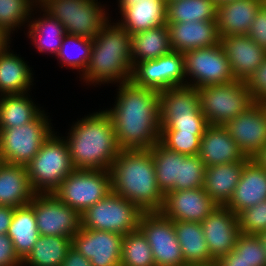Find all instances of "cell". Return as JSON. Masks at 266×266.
I'll return each mask as SVG.
<instances>
[{
	"label": "cell",
	"mask_w": 266,
	"mask_h": 266,
	"mask_svg": "<svg viewBox=\"0 0 266 266\" xmlns=\"http://www.w3.org/2000/svg\"><path fill=\"white\" fill-rule=\"evenodd\" d=\"M165 0L135 1L126 9H119L121 19L117 23L128 30L130 35L156 28L167 23Z\"/></svg>",
	"instance_id": "obj_29"
},
{
	"label": "cell",
	"mask_w": 266,
	"mask_h": 266,
	"mask_svg": "<svg viewBox=\"0 0 266 266\" xmlns=\"http://www.w3.org/2000/svg\"><path fill=\"white\" fill-rule=\"evenodd\" d=\"M135 1H144V0H118L117 5L119 9H126L135 4Z\"/></svg>",
	"instance_id": "obj_50"
},
{
	"label": "cell",
	"mask_w": 266,
	"mask_h": 266,
	"mask_svg": "<svg viewBox=\"0 0 266 266\" xmlns=\"http://www.w3.org/2000/svg\"><path fill=\"white\" fill-rule=\"evenodd\" d=\"M220 43L236 80L246 81L266 57V49L248 35L220 37Z\"/></svg>",
	"instance_id": "obj_21"
},
{
	"label": "cell",
	"mask_w": 266,
	"mask_h": 266,
	"mask_svg": "<svg viewBox=\"0 0 266 266\" xmlns=\"http://www.w3.org/2000/svg\"><path fill=\"white\" fill-rule=\"evenodd\" d=\"M29 204L33 207L40 236L72 238L81 228V215L52 193L35 194Z\"/></svg>",
	"instance_id": "obj_15"
},
{
	"label": "cell",
	"mask_w": 266,
	"mask_h": 266,
	"mask_svg": "<svg viewBox=\"0 0 266 266\" xmlns=\"http://www.w3.org/2000/svg\"><path fill=\"white\" fill-rule=\"evenodd\" d=\"M256 161L261 167L266 169V145L262 147L252 158Z\"/></svg>",
	"instance_id": "obj_49"
},
{
	"label": "cell",
	"mask_w": 266,
	"mask_h": 266,
	"mask_svg": "<svg viewBox=\"0 0 266 266\" xmlns=\"http://www.w3.org/2000/svg\"><path fill=\"white\" fill-rule=\"evenodd\" d=\"M7 235L11 239L18 257L23 261L32 251L39 235L36 217L30 204L14 209Z\"/></svg>",
	"instance_id": "obj_33"
},
{
	"label": "cell",
	"mask_w": 266,
	"mask_h": 266,
	"mask_svg": "<svg viewBox=\"0 0 266 266\" xmlns=\"http://www.w3.org/2000/svg\"><path fill=\"white\" fill-rule=\"evenodd\" d=\"M116 86L115 104L106 111L113 121L119 148H152L160 140L159 92L132 81Z\"/></svg>",
	"instance_id": "obj_1"
},
{
	"label": "cell",
	"mask_w": 266,
	"mask_h": 266,
	"mask_svg": "<svg viewBox=\"0 0 266 266\" xmlns=\"http://www.w3.org/2000/svg\"><path fill=\"white\" fill-rule=\"evenodd\" d=\"M124 235L81 227L71 238V246L90 260L92 266H121Z\"/></svg>",
	"instance_id": "obj_17"
},
{
	"label": "cell",
	"mask_w": 266,
	"mask_h": 266,
	"mask_svg": "<svg viewBox=\"0 0 266 266\" xmlns=\"http://www.w3.org/2000/svg\"><path fill=\"white\" fill-rule=\"evenodd\" d=\"M255 102L266 100V57L264 62L245 81Z\"/></svg>",
	"instance_id": "obj_43"
},
{
	"label": "cell",
	"mask_w": 266,
	"mask_h": 266,
	"mask_svg": "<svg viewBox=\"0 0 266 266\" xmlns=\"http://www.w3.org/2000/svg\"><path fill=\"white\" fill-rule=\"evenodd\" d=\"M38 10V13H43L41 16L34 15V10ZM32 15L34 17H32ZM32 18V19H31ZM27 38L33 42V46L39 51V53H47L49 55L56 56L58 50L61 47L63 37L66 31L59 20L51 17L46 13L38 4H36L31 12L29 23L27 24Z\"/></svg>",
	"instance_id": "obj_30"
},
{
	"label": "cell",
	"mask_w": 266,
	"mask_h": 266,
	"mask_svg": "<svg viewBox=\"0 0 266 266\" xmlns=\"http://www.w3.org/2000/svg\"><path fill=\"white\" fill-rule=\"evenodd\" d=\"M36 4L37 0H0V34L11 41L15 30L27 26Z\"/></svg>",
	"instance_id": "obj_38"
},
{
	"label": "cell",
	"mask_w": 266,
	"mask_h": 266,
	"mask_svg": "<svg viewBox=\"0 0 266 266\" xmlns=\"http://www.w3.org/2000/svg\"><path fill=\"white\" fill-rule=\"evenodd\" d=\"M249 159L246 157L242 162L206 167L203 188L218 206H226L229 203L239 182L244 164Z\"/></svg>",
	"instance_id": "obj_28"
},
{
	"label": "cell",
	"mask_w": 266,
	"mask_h": 266,
	"mask_svg": "<svg viewBox=\"0 0 266 266\" xmlns=\"http://www.w3.org/2000/svg\"><path fill=\"white\" fill-rule=\"evenodd\" d=\"M199 158L206 167L242 162L246 156L224 125H208L200 139Z\"/></svg>",
	"instance_id": "obj_23"
},
{
	"label": "cell",
	"mask_w": 266,
	"mask_h": 266,
	"mask_svg": "<svg viewBox=\"0 0 266 266\" xmlns=\"http://www.w3.org/2000/svg\"><path fill=\"white\" fill-rule=\"evenodd\" d=\"M186 85L202 88L236 80L221 43L182 53Z\"/></svg>",
	"instance_id": "obj_13"
},
{
	"label": "cell",
	"mask_w": 266,
	"mask_h": 266,
	"mask_svg": "<svg viewBox=\"0 0 266 266\" xmlns=\"http://www.w3.org/2000/svg\"><path fill=\"white\" fill-rule=\"evenodd\" d=\"M70 247L69 237L39 236L22 266H60Z\"/></svg>",
	"instance_id": "obj_35"
},
{
	"label": "cell",
	"mask_w": 266,
	"mask_h": 266,
	"mask_svg": "<svg viewBox=\"0 0 266 266\" xmlns=\"http://www.w3.org/2000/svg\"><path fill=\"white\" fill-rule=\"evenodd\" d=\"M198 95L201 112L210 125H225L255 103L242 80L198 88Z\"/></svg>",
	"instance_id": "obj_10"
},
{
	"label": "cell",
	"mask_w": 266,
	"mask_h": 266,
	"mask_svg": "<svg viewBox=\"0 0 266 266\" xmlns=\"http://www.w3.org/2000/svg\"><path fill=\"white\" fill-rule=\"evenodd\" d=\"M170 44L181 53L220 43L217 21L167 22Z\"/></svg>",
	"instance_id": "obj_22"
},
{
	"label": "cell",
	"mask_w": 266,
	"mask_h": 266,
	"mask_svg": "<svg viewBox=\"0 0 266 266\" xmlns=\"http://www.w3.org/2000/svg\"><path fill=\"white\" fill-rule=\"evenodd\" d=\"M144 212L112 191L81 214V227L126 235L139 229Z\"/></svg>",
	"instance_id": "obj_11"
},
{
	"label": "cell",
	"mask_w": 266,
	"mask_h": 266,
	"mask_svg": "<svg viewBox=\"0 0 266 266\" xmlns=\"http://www.w3.org/2000/svg\"><path fill=\"white\" fill-rule=\"evenodd\" d=\"M232 252L252 266H266V252L258 235L240 234Z\"/></svg>",
	"instance_id": "obj_41"
},
{
	"label": "cell",
	"mask_w": 266,
	"mask_h": 266,
	"mask_svg": "<svg viewBox=\"0 0 266 266\" xmlns=\"http://www.w3.org/2000/svg\"><path fill=\"white\" fill-rule=\"evenodd\" d=\"M263 0H233L217 6V29L220 37L247 35Z\"/></svg>",
	"instance_id": "obj_26"
},
{
	"label": "cell",
	"mask_w": 266,
	"mask_h": 266,
	"mask_svg": "<svg viewBox=\"0 0 266 266\" xmlns=\"http://www.w3.org/2000/svg\"><path fill=\"white\" fill-rule=\"evenodd\" d=\"M177 240L187 265L215 264L200 222L173 221Z\"/></svg>",
	"instance_id": "obj_31"
},
{
	"label": "cell",
	"mask_w": 266,
	"mask_h": 266,
	"mask_svg": "<svg viewBox=\"0 0 266 266\" xmlns=\"http://www.w3.org/2000/svg\"><path fill=\"white\" fill-rule=\"evenodd\" d=\"M139 229L149 243L155 266H185L174 222L160 212H144Z\"/></svg>",
	"instance_id": "obj_14"
},
{
	"label": "cell",
	"mask_w": 266,
	"mask_h": 266,
	"mask_svg": "<svg viewBox=\"0 0 266 266\" xmlns=\"http://www.w3.org/2000/svg\"><path fill=\"white\" fill-rule=\"evenodd\" d=\"M111 20L93 38L90 60L85 73L79 77L86 85L96 87L95 85H117L131 81V35L128 30Z\"/></svg>",
	"instance_id": "obj_4"
},
{
	"label": "cell",
	"mask_w": 266,
	"mask_h": 266,
	"mask_svg": "<svg viewBox=\"0 0 266 266\" xmlns=\"http://www.w3.org/2000/svg\"><path fill=\"white\" fill-rule=\"evenodd\" d=\"M248 37L266 49V5L263 3L253 20Z\"/></svg>",
	"instance_id": "obj_44"
},
{
	"label": "cell",
	"mask_w": 266,
	"mask_h": 266,
	"mask_svg": "<svg viewBox=\"0 0 266 266\" xmlns=\"http://www.w3.org/2000/svg\"><path fill=\"white\" fill-rule=\"evenodd\" d=\"M211 258L216 261L230 253L241 234L237 215L226 206L216 207L202 222Z\"/></svg>",
	"instance_id": "obj_20"
},
{
	"label": "cell",
	"mask_w": 266,
	"mask_h": 266,
	"mask_svg": "<svg viewBox=\"0 0 266 266\" xmlns=\"http://www.w3.org/2000/svg\"><path fill=\"white\" fill-rule=\"evenodd\" d=\"M218 205L204 188L168 191L160 213L173 221L202 222Z\"/></svg>",
	"instance_id": "obj_19"
},
{
	"label": "cell",
	"mask_w": 266,
	"mask_h": 266,
	"mask_svg": "<svg viewBox=\"0 0 266 266\" xmlns=\"http://www.w3.org/2000/svg\"><path fill=\"white\" fill-rule=\"evenodd\" d=\"M131 81L158 92L186 86L182 53L172 50L157 59L137 63L133 67Z\"/></svg>",
	"instance_id": "obj_16"
},
{
	"label": "cell",
	"mask_w": 266,
	"mask_h": 266,
	"mask_svg": "<svg viewBox=\"0 0 266 266\" xmlns=\"http://www.w3.org/2000/svg\"><path fill=\"white\" fill-rule=\"evenodd\" d=\"M10 42L0 50V96L27 93L34 81L29 62L11 51Z\"/></svg>",
	"instance_id": "obj_25"
},
{
	"label": "cell",
	"mask_w": 266,
	"mask_h": 266,
	"mask_svg": "<svg viewBox=\"0 0 266 266\" xmlns=\"http://www.w3.org/2000/svg\"><path fill=\"white\" fill-rule=\"evenodd\" d=\"M111 191L110 170L74 169L52 194L81 215Z\"/></svg>",
	"instance_id": "obj_12"
},
{
	"label": "cell",
	"mask_w": 266,
	"mask_h": 266,
	"mask_svg": "<svg viewBox=\"0 0 266 266\" xmlns=\"http://www.w3.org/2000/svg\"><path fill=\"white\" fill-rule=\"evenodd\" d=\"M131 57L133 67L154 60L172 51L167 24L131 35Z\"/></svg>",
	"instance_id": "obj_32"
},
{
	"label": "cell",
	"mask_w": 266,
	"mask_h": 266,
	"mask_svg": "<svg viewBox=\"0 0 266 266\" xmlns=\"http://www.w3.org/2000/svg\"><path fill=\"white\" fill-rule=\"evenodd\" d=\"M121 266H155L151 247L140 229L124 235Z\"/></svg>",
	"instance_id": "obj_39"
},
{
	"label": "cell",
	"mask_w": 266,
	"mask_h": 266,
	"mask_svg": "<svg viewBox=\"0 0 266 266\" xmlns=\"http://www.w3.org/2000/svg\"><path fill=\"white\" fill-rule=\"evenodd\" d=\"M70 129L63 138L75 169L110 170L121 149L106 109L77 118Z\"/></svg>",
	"instance_id": "obj_2"
},
{
	"label": "cell",
	"mask_w": 266,
	"mask_h": 266,
	"mask_svg": "<svg viewBox=\"0 0 266 266\" xmlns=\"http://www.w3.org/2000/svg\"><path fill=\"white\" fill-rule=\"evenodd\" d=\"M215 266H252L246 260L237 257L232 251L215 261Z\"/></svg>",
	"instance_id": "obj_47"
},
{
	"label": "cell",
	"mask_w": 266,
	"mask_h": 266,
	"mask_svg": "<svg viewBox=\"0 0 266 266\" xmlns=\"http://www.w3.org/2000/svg\"><path fill=\"white\" fill-rule=\"evenodd\" d=\"M266 200V169L250 158L245 164L239 182L226 205L236 215Z\"/></svg>",
	"instance_id": "obj_24"
},
{
	"label": "cell",
	"mask_w": 266,
	"mask_h": 266,
	"mask_svg": "<svg viewBox=\"0 0 266 266\" xmlns=\"http://www.w3.org/2000/svg\"><path fill=\"white\" fill-rule=\"evenodd\" d=\"M51 17L60 21L66 33L93 39L112 18L98 0H37Z\"/></svg>",
	"instance_id": "obj_8"
},
{
	"label": "cell",
	"mask_w": 266,
	"mask_h": 266,
	"mask_svg": "<svg viewBox=\"0 0 266 266\" xmlns=\"http://www.w3.org/2000/svg\"><path fill=\"white\" fill-rule=\"evenodd\" d=\"M258 237L260 238V240L262 241L263 243V248L266 252V231H263L261 233L258 234Z\"/></svg>",
	"instance_id": "obj_51"
},
{
	"label": "cell",
	"mask_w": 266,
	"mask_h": 266,
	"mask_svg": "<svg viewBox=\"0 0 266 266\" xmlns=\"http://www.w3.org/2000/svg\"><path fill=\"white\" fill-rule=\"evenodd\" d=\"M43 111L35 120L19 127L0 128L1 162L26 166L51 136V118Z\"/></svg>",
	"instance_id": "obj_9"
},
{
	"label": "cell",
	"mask_w": 266,
	"mask_h": 266,
	"mask_svg": "<svg viewBox=\"0 0 266 266\" xmlns=\"http://www.w3.org/2000/svg\"><path fill=\"white\" fill-rule=\"evenodd\" d=\"M161 130L204 134L209 125L199 105L198 89L179 86L159 92Z\"/></svg>",
	"instance_id": "obj_7"
},
{
	"label": "cell",
	"mask_w": 266,
	"mask_h": 266,
	"mask_svg": "<svg viewBox=\"0 0 266 266\" xmlns=\"http://www.w3.org/2000/svg\"><path fill=\"white\" fill-rule=\"evenodd\" d=\"M153 156L158 188L168 191L197 189L204 185L206 166L198 155H184L172 151L160 142L150 148Z\"/></svg>",
	"instance_id": "obj_5"
},
{
	"label": "cell",
	"mask_w": 266,
	"mask_h": 266,
	"mask_svg": "<svg viewBox=\"0 0 266 266\" xmlns=\"http://www.w3.org/2000/svg\"><path fill=\"white\" fill-rule=\"evenodd\" d=\"M214 3L219 6L221 4H224V3H227V2H230V1H233V0H213Z\"/></svg>",
	"instance_id": "obj_53"
},
{
	"label": "cell",
	"mask_w": 266,
	"mask_h": 266,
	"mask_svg": "<svg viewBox=\"0 0 266 266\" xmlns=\"http://www.w3.org/2000/svg\"><path fill=\"white\" fill-rule=\"evenodd\" d=\"M261 103H262L263 107H264L265 110H266V100L262 101Z\"/></svg>",
	"instance_id": "obj_55"
},
{
	"label": "cell",
	"mask_w": 266,
	"mask_h": 266,
	"mask_svg": "<svg viewBox=\"0 0 266 266\" xmlns=\"http://www.w3.org/2000/svg\"><path fill=\"white\" fill-rule=\"evenodd\" d=\"M23 165L0 163V205L17 208L31 202L35 196Z\"/></svg>",
	"instance_id": "obj_27"
},
{
	"label": "cell",
	"mask_w": 266,
	"mask_h": 266,
	"mask_svg": "<svg viewBox=\"0 0 266 266\" xmlns=\"http://www.w3.org/2000/svg\"><path fill=\"white\" fill-rule=\"evenodd\" d=\"M14 209L0 205V234H7L14 215Z\"/></svg>",
	"instance_id": "obj_48"
},
{
	"label": "cell",
	"mask_w": 266,
	"mask_h": 266,
	"mask_svg": "<svg viewBox=\"0 0 266 266\" xmlns=\"http://www.w3.org/2000/svg\"><path fill=\"white\" fill-rule=\"evenodd\" d=\"M241 234L258 235L266 231V200L237 214Z\"/></svg>",
	"instance_id": "obj_42"
},
{
	"label": "cell",
	"mask_w": 266,
	"mask_h": 266,
	"mask_svg": "<svg viewBox=\"0 0 266 266\" xmlns=\"http://www.w3.org/2000/svg\"><path fill=\"white\" fill-rule=\"evenodd\" d=\"M112 192L143 212H159L164 194L158 188L150 149L121 150L110 169Z\"/></svg>",
	"instance_id": "obj_3"
},
{
	"label": "cell",
	"mask_w": 266,
	"mask_h": 266,
	"mask_svg": "<svg viewBox=\"0 0 266 266\" xmlns=\"http://www.w3.org/2000/svg\"><path fill=\"white\" fill-rule=\"evenodd\" d=\"M93 47V39L66 33L56 54L61 67L79 71L82 76L87 68Z\"/></svg>",
	"instance_id": "obj_36"
},
{
	"label": "cell",
	"mask_w": 266,
	"mask_h": 266,
	"mask_svg": "<svg viewBox=\"0 0 266 266\" xmlns=\"http://www.w3.org/2000/svg\"><path fill=\"white\" fill-rule=\"evenodd\" d=\"M57 133L54 131L51 134L26 165L31 187L36 194L53 193L75 169L68 145Z\"/></svg>",
	"instance_id": "obj_6"
},
{
	"label": "cell",
	"mask_w": 266,
	"mask_h": 266,
	"mask_svg": "<svg viewBox=\"0 0 266 266\" xmlns=\"http://www.w3.org/2000/svg\"><path fill=\"white\" fill-rule=\"evenodd\" d=\"M0 266H22V260L7 234H0Z\"/></svg>",
	"instance_id": "obj_45"
},
{
	"label": "cell",
	"mask_w": 266,
	"mask_h": 266,
	"mask_svg": "<svg viewBox=\"0 0 266 266\" xmlns=\"http://www.w3.org/2000/svg\"><path fill=\"white\" fill-rule=\"evenodd\" d=\"M224 126L246 157L253 158L266 145V110L261 102H255Z\"/></svg>",
	"instance_id": "obj_18"
},
{
	"label": "cell",
	"mask_w": 266,
	"mask_h": 266,
	"mask_svg": "<svg viewBox=\"0 0 266 266\" xmlns=\"http://www.w3.org/2000/svg\"><path fill=\"white\" fill-rule=\"evenodd\" d=\"M203 134L161 130L159 142L166 148L184 155H198Z\"/></svg>",
	"instance_id": "obj_40"
},
{
	"label": "cell",
	"mask_w": 266,
	"mask_h": 266,
	"mask_svg": "<svg viewBox=\"0 0 266 266\" xmlns=\"http://www.w3.org/2000/svg\"><path fill=\"white\" fill-rule=\"evenodd\" d=\"M185 266H215V264H210V265H198V264H193V265H185Z\"/></svg>",
	"instance_id": "obj_54"
},
{
	"label": "cell",
	"mask_w": 266,
	"mask_h": 266,
	"mask_svg": "<svg viewBox=\"0 0 266 266\" xmlns=\"http://www.w3.org/2000/svg\"><path fill=\"white\" fill-rule=\"evenodd\" d=\"M9 40L3 36L2 34H0V50L2 49V47L8 42Z\"/></svg>",
	"instance_id": "obj_52"
},
{
	"label": "cell",
	"mask_w": 266,
	"mask_h": 266,
	"mask_svg": "<svg viewBox=\"0 0 266 266\" xmlns=\"http://www.w3.org/2000/svg\"><path fill=\"white\" fill-rule=\"evenodd\" d=\"M60 266H92V264L90 260L71 246L67 251L66 258Z\"/></svg>",
	"instance_id": "obj_46"
},
{
	"label": "cell",
	"mask_w": 266,
	"mask_h": 266,
	"mask_svg": "<svg viewBox=\"0 0 266 266\" xmlns=\"http://www.w3.org/2000/svg\"><path fill=\"white\" fill-rule=\"evenodd\" d=\"M29 93L0 96V128L19 127L35 120L44 110Z\"/></svg>",
	"instance_id": "obj_34"
},
{
	"label": "cell",
	"mask_w": 266,
	"mask_h": 266,
	"mask_svg": "<svg viewBox=\"0 0 266 266\" xmlns=\"http://www.w3.org/2000/svg\"><path fill=\"white\" fill-rule=\"evenodd\" d=\"M217 5L213 0H174L167 2V22L216 20Z\"/></svg>",
	"instance_id": "obj_37"
}]
</instances>
